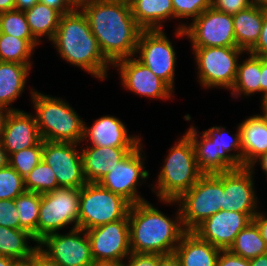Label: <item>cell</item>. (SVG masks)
I'll list each match as a JSON object with an SVG mask.
<instances>
[{
	"mask_svg": "<svg viewBox=\"0 0 267 266\" xmlns=\"http://www.w3.org/2000/svg\"><path fill=\"white\" fill-rule=\"evenodd\" d=\"M105 59L117 61L135 57L143 30L134 19L128 0H92L80 9Z\"/></svg>",
	"mask_w": 267,
	"mask_h": 266,
	"instance_id": "obj_1",
	"label": "cell"
},
{
	"mask_svg": "<svg viewBox=\"0 0 267 266\" xmlns=\"http://www.w3.org/2000/svg\"><path fill=\"white\" fill-rule=\"evenodd\" d=\"M177 208L175 218H169L147 200L131 205L128 212L131 252L174 253L186 232L179 206Z\"/></svg>",
	"mask_w": 267,
	"mask_h": 266,
	"instance_id": "obj_2",
	"label": "cell"
},
{
	"mask_svg": "<svg viewBox=\"0 0 267 266\" xmlns=\"http://www.w3.org/2000/svg\"><path fill=\"white\" fill-rule=\"evenodd\" d=\"M50 42L60 58L98 80L108 79V70L112 65L101 53L88 20L80 9L61 15L55 36Z\"/></svg>",
	"mask_w": 267,
	"mask_h": 266,
	"instance_id": "obj_3",
	"label": "cell"
},
{
	"mask_svg": "<svg viewBox=\"0 0 267 266\" xmlns=\"http://www.w3.org/2000/svg\"><path fill=\"white\" fill-rule=\"evenodd\" d=\"M163 163L151 189L158 201L177 200L204 175L198 167L193 142L186 133L169 149Z\"/></svg>",
	"mask_w": 267,
	"mask_h": 266,
	"instance_id": "obj_4",
	"label": "cell"
},
{
	"mask_svg": "<svg viewBox=\"0 0 267 266\" xmlns=\"http://www.w3.org/2000/svg\"><path fill=\"white\" fill-rule=\"evenodd\" d=\"M31 90V103L42 140L50 142L82 143L83 119L62 98Z\"/></svg>",
	"mask_w": 267,
	"mask_h": 266,
	"instance_id": "obj_5",
	"label": "cell"
},
{
	"mask_svg": "<svg viewBox=\"0 0 267 266\" xmlns=\"http://www.w3.org/2000/svg\"><path fill=\"white\" fill-rule=\"evenodd\" d=\"M223 172L204 174L187 192L177 200H160L163 204L179 206L183 227L193 231L205 219L222 210Z\"/></svg>",
	"mask_w": 267,
	"mask_h": 266,
	"instance_id": "obj_6",
	"label": "cell"
},
{
	"mask_svg": "<svg viewBox=\"0 0 267 266\" xmlns=\"http://www.w3.org/2000/svg\"><path fill=\"white\" fill-rule=\"evenodd\" d=\"M131 204L98 182H87L80 188L79 228H91L128 219Z\"/></svg>",
	"mask_w": 267,
	"mask_h": 266,
	"instance_id": "obj_7",
	"label": "cell"
},
{
	"mask_svg": "<svg viewBox=\"0 0 267 266\" xmlns=\"http://www.w3.org/2000/svg\"><path fill=\"white\" fill-rule=\"evenodd\" d=\"M197 66L198 82L203 88L233 87L239 57L246 53L238 47H192Z\"/></svg>",
	"mask_w": 267,
	"mask_h": 266,
	"instance_id": "obj_8",
	"label": "cell"
},
{
	"mask_svg": "<svg viewBox=\"0 0 267 266\" xmlns=\"http://www.w3.org/2000/svg\"><path fill=\"white\" fill-rule=\"evenodd\" d=\"M80 188L59 187L41 194V204L37 223V243L46 236L73 224L79 228Z\"/></svg>",
	"mask_w": 267,
	"mask_h": 266,
	"instance_id": "obj_9",
	"label": "cell"
},
{
	"mask_svg": "<svg viewBox=\"0 0 267 266\" xmlns=\"http://www.w3.org/2000/svg\"><path fill=\"white\" fill-rule=\"evenodd\" d=\"M176 26L175 36L190 39L192 47H237L233 17L212 7L190 24Z\"/></svg>",
	"mask_w": 267,
	"mask_h": 266,
	"instance_id": "obj_10",
	"label": "cell"
},
{
	"mask_svg": "<svg viewBox=\"0 0 267 266\" xmlns=\"http://www.w3.org/2000/svg\"><path fill=\"white\" fill-rule=\"evenodd\" d=\"M142 152L144 153L141 141L98 182L102 187L126 199L131 205L146 201L137 188L150 175L145 169Z\"/></svg>",
	"mask_w": 267,
	"mask_h": 266,
	"instance_id": "obj_11",
	"label": "cell"
},
{
	"mask_svg": "<svg viewBox=\"0 0 267 266\" xmlns=\"http://www.w3.org/2000/svg\"><path fill=\"white\" fill-rule=\"evenodd\" d=\"M175 47L164 29L142 30L135 57L173 90L176 66ZM138 54V55H137Z\"/></svg>",
	"mask_w": 267,
	"mask_h": 266,
	"instance_id": "obj_12",
	"label": "cell"
},
{
	"mask_svg": "<svg viewBox=\"0 0 267 266\" xmlns=\"http://www.w3.org/2000/svg\"><path fill=\"white\" fill-rule=\"evenodd\" d=\"M38 247L60 266H90L93 263L88 234L81 228L50 234L38 243Z\"/></svg>",
	"mask_w": 267,
	"mask_h": 266,
	"instance_id": "obj_13",
	"label": "cell"
},
{
	"mask_svg": "<svg viewBox=\"0 0 267 266\" xmlns=\"http://www.w3.org/2000/svg\"><path fill=\"white\" fill-rule=\"evenodd\" d=\"M79 145L43 140L42 160L53 170L59 187L81 188L87 183Z\"/></svg>",
	"mask_w": 267,
	"mask_h": 266,
	"instance_id": "obj_14",
	"label": "cell"
},
{
	"mask_svg": "<svg viewBox=\"0 0 267 266\" xmlns=\"http://www.w3.org/2000/svg\"><path fill=\"white\" fill-rule=\"evenodd\" d=\"M119 71L121 84L142 97L150 99H171L174 90L160 77L156 76L148 67L142 64L137 57H129L117 61L113 66Z\"/></svg>",
	"mask_w": 267,
	"mask_h": 266,
	"instance_id": "obj_15",
	"label": "cell"
},
{
	"mask_svg": "<svg viewBox=\"0 0 267 266\" xmlns=\"http://www.w3.org/2000/svg\"><path fill=\"white\" fill-rule=\"evenodd\" d=\"M86 232L93 260L124 261L131 253L128 219L109 222Z\"/></svg>",
	"mask_w": 267,
	"mask_h": 266,
	"instance_id": "obj_16",
	"label": "cell"
},
{
	"mask_svg": "<svg viewBox=\"0 0 267 266\" xmlns=\"http://www.w3.org/2000/svg\"><path fill=\"white\" fill-rule=\"evenodd\" d=\"M255 170L241 167L223 172L222 210L246 213L251 219L259 212L256 190L254 189Z\"/></svg>",
	"mask_w": 267,
	"mask_h": 266,
	"instance_id": "obj_17",
	"label": "cell"
},
{
	"mask_svg": "<svg viewBox=\"0 0 267 266\" xmlns=\"http://www.w3.org/2000/svg\"><path fill=\"white\" fill-rule=\"evenodd\" d=\"M251 221L246 213L220 210L205 219L193 232L211 245L221 250H228L237 234Z\"/></svg>",
	"mask_w": 267,
	"mask_h": 266,
	"instance_id": "obj_18",
	"label": "cell"
},
{
	"mask_svg": "<svg viewBox=\"0 0 267 266\" xmlns=\"http://www.w3.org/2000/svg\"><path fill=\"white\" fill-rule=\"evenodd\" d=\"M126 127L119 118L112 115L94 120L90 127L84 122L82 142L90 141L89 146L135 148L142 137L128 134Z\"/></svg>",
	"mask_w": 267,
	"mask_h": 266,
	"instance_id": "obj_19",
	"label": "cell"
},
{
	"mask_svg": "<svg viewBox=\"0 0 267 266\" xmlns=\"http://www.w3.org/2000/svg\"><path fill=\"white\" fill-rule=\"evenodd\" d=\"M41 140L35 116L23 110H11L1 138L8 155L33 147Z\"/></svg>",
	"mask_w": 267,
	"mask_h": 266,
	"instance_id": "obj_20",
	"label": "cell"
},
{
	"mask_svg": "<svg viewBox=\"0 0 267 266\" xmlns=\"http://www.w3.org/2000/svg\"><path fill=\"white\" fill-rule=\"evenodd\" d=\"M84 178L99 182L119 161L134 148L80 146Z\"/></svg>",
	"mask_w": 267,
	"mask_h": 266,
	"instance_id": "obj_21",
	"label": "cell"
},
{
	"mask_svg": "<svg viewBox=\"0 0 267 266\" xmlns=\"http://www.w3.org/2000/svg\"><path fill=\"white\" fill-rule=\"evenodd\" d=\"M241 132L243 167H249L267 152V112L252 115L238 124Z\"/></svg>",
	"mask_w": 267,
	"mask_h": 266,
	"instance_id": "obj_22",
	"label": "cell"
},
{
	"mask_svg": "<svg viewBox=\"0 0 267 266\" xmlns=\"http://www.w3.org/2000/svg\"><path fill=\"white\" fill-rule=\"evenodd\" d=\"M221 249L201 239L195 232L186 231L175 248L182 266H216Z\"/></svg>",
	"mask_w": 267,
	"mask_h": 266,
	"instance_id": "obj_23",
	"label": "cell"
},
{
	"mask_svg": "<svg viewBox=\"0 0 267 266\" xmlns=\"http://www.w3.org/2000/svg\"><path fill=\"white\" fill-rule=\"evenodd\" d=\"M31 67L32 64L0 61V105L20 110L11 108V104L24 92Z\"/></svg>",
	"mask_w": 267,
	"mask_h": 266,
	"instance_id": "obj_24",
	"label": "cell"
},
{
	"mask_svg": "<svg viewBox=\"0 0 267 266\" xmlns=\"http://www.w3.org/2000/svg\"><path fill=\"white\" fill-rule=\"evenodd\" d=\"M136 23L143 30L163 29L164 22L174 20L172 0H128ZM163 23V24H162Z\"/></svg>",
	"mask_w": 267,
	"mask_h": 266,
	"instance_id": "obj_25",
	"label": "cell"
},
{
	"mask_svg": "<svg viewBox=\"0 0 267 266\" xmlns=\"http://www.w3.org/2000/svg\"><path fill=\"white\" fill-rule=\"evenodd\" d=\"M232 17L237 47L249 52L259 40L264 21V7L253 4Z\"/></svg>",
	"mask_w": 267,
	"mask_h": 266,
	"instance_id": "obj_26",
	"label": "cell"
},
{
	"mask_svg": "<svg viewBox=\"0 0 267 266\" xmlns=\"http://www.w3.org/2000/svg\"><path fill=\"white\" fill-rule=\"evenodd\" d=\"M186 131L185 133L193 142L198 167L204 174H216L232 170L219 157V148L216 143H213L204 132L200 133L193 125Z\"/></svg>",
	"mask_w": 267,
	"mask_h": 266,
	"instance_id": "obj_27",
	"label": "cell"
},
{
	"mask_svg": "<svg viewBox=\"0 0 267 266\" xmlns=\"http://www.w3.org/2000/svg\"><path fill=\"white\" fill-rule=\"evenodd\" d=\"M248 58L239 61L236 78L231 88L233 98L260 93L261 57L246 52ZM242 62V63H241Z\"/></svg>",
	"mask_w": 267,
	"mask_h": 266,
	"instance_id": "obj_28",
	"label": "cell"
},
{
	"mask_svg": "<svg viewBox=\"0 0 267 266\" xmlns=\"http://www.w3.org/2000/svg\"><path fill=\"white\" fill-rule=\"evenodd\" d=\"M203 132L213 143H216L219 148V157L231 169H239L243 167L241 132L238 125L235 135H230L228 130L223 126H213Z\"/></svg>",
	"mask_w": 267,
	"mask_h": 266,
	"instance_id": "obj_29",
	"label": "cell"
},
{
	"mask_svg": "<svg viewBox=\"0 0 267 266\" xmlns=\"http://www.w3.org/2000/svg\"><path fill=\"white\" fill-rule=\"evenodd\" d=\"M29 241L35 242L36 245L29 246ZM37 248L38 243L28 231L0 225V256L11 257L15 260H27Z\"/></svg>",
	"mask_w": 267,
	"mask_h": 266,
	"instance_id": "obj_30",
	"label": "cell"
},
{
	"mask_svg": "<svg viewBox=\"0 0 267 266\" xmlns=\"http://www.w3.org/2000/svg\"><path fill=\"white\" fill-rule=\"evenodd\" d=\"M32 35L41 43L42 36L51 41L57 31L61 14L47 5L37 2L24 11Z\"/></svg>",
	"mask_w": 267,
	"mask_h": 266,
	"instance_id": "obj_31",
	"label": "cell"
},
{
	"mask_svg": "<svg viewBox=\"0 0 267 266\" xmlns=\"http://www.w3.org/2000/svg\"><path fill=\"white\" fill-rule=\"evenodd\" d=\"M38 45L37 39H20L0 32V61L32 64L31 56Z\"/></svg>",
	"mask_w": 267,
	"mask_h": 266,
	"instance_id": "obj_32",
	"label": "cell"
},
{
	"mask_svg": "<svg viewBox=\"0 0 267 266\" xmlns=\"http://www.w3.org/2000/svg\"><path fill=\"white\" fill-rule=\"evenodd\" d=\"M228 250L235 255L250 260L259 255L266 254L267 246L261 237L257 225L251 221L237 234Z\"/></svg>",
	"mask_w": 267,
	"mask_h": 266,
	"instance_id": "obj_33",
	"label": "cell"
},
{
	"mask_svg": "<svg viewBox=\"0 0 267 266\" xmlns=\"http://www.w3.org/2000/svg\"><path fill=\"white\" fill-rule=\"evenodd\" d=\"M41 204V194L25 191L15 198L19 213L20 229L28 231L37 242V223Z\"/></svg>",
	"mask_w": 267,
	"mask_h": 266,
	"instance_id": "obj_34",
	"label": "cell"
},
{
	"mask_svg": "<svg viewBox=\"0 0 267 266\" xmlns=\"http://www.w3.org/2000/svg\"><path fill=\"white\" fill-rule=\"evenodd\" d=\"M24 186L26 191L39 194L59 188L53 170L43 160L24 178Z\"/></svg>",
	"mask_w": 267,
	"mask_h": 266,
	"instance_id": "obj_35",
	"label": "cell"
},
{
	"mask_svg": "<svg viewBox=\"0 0 267 266\" xmlns=\"http://www.w3.org/2000/svg\"><path fill=\"white\" fill-rule=\"evenodd\" d=\"M0 32L20 39H36L30 31L24 11L0 13Z\"/></svg>",
	"mask_w": 267,
	"mask_h": 266,
	"instance_id": "obj_36",
	"label": "cell"
},
{
	"mask_svg": "<svg viewBox=\"0 0 267 266\" xmlns=\"http://www.w3.org/2000/svg\"><path fill=\"white\" fill-rule=\"evenodd\" d=\"M43 140L37 145L13 153L9 156V165L25 178L42 160Z\"/></svg>",
	"mask_w": 267,
	"mask_h": 266,
	"instance_id": "obj_37",
	"label": "cell"
},
{
	"mask_svg": "<svg viewBox=\"0 0 267 266\" xmlns=\"http://www.w3.org/2000/svg\"><path fill=\"white\" fill-rule=\"evenodd\" d=\"M26 191L24 178L10 165L0 169V200L15 199Z\"/></svg>",
	"mask_w": 267,
	"mask_h": 266,
	"instance_id": "obj_38",
	"label": "cell"
},
{
	"mask_svg": "<svg viewBox=\"0 0 267 266\" xmlns=\"http://www.w3.org/2000/svg\"><path fill=\"white\" fill-rule=\"evenodd\" d=\"M174 19L194 20L211 7V0H172ZM185 18V19H184Z\"/></svg>",
	"mask_w": 267,
	"mask_h": 266,
	"instance_id": "obj_39",
	"label": "cell"
},
{
	"mask_svg": "<svg viewBox=\"0 0 267 266\" xmlns=\"http://www.w3.org/2000/svg\"><path fill=\"white\" fill-rule=\"evenodd\" d=\"M15 199L0 200V225L12 229H20L19 216Z\"/></svg>",
	"mask_w": 267,
	"mask_h": 266,
	"instance_id": "obj_40",
	"label": "cell"
},
{
	"mask_svg": "<svg viewBox=\"0 0 267 266\" xmlns=\"http://www.w3.org/2000/svg\"><path fill=\"white\" fill-rule=\"evenodd\" d=\"M252 5L251 0H211V7L213 9L230 15L237 14L239 11L248 9Z\"/></svg>",
	"mask_w": 267,
	"mask_h": 266,
	"instance_id": "obj_41",
	"label": "cell"
},
{
	"mask_svg": "<svg viewBox=\"0 0 267 266\" xmlns=\"http://www.w3.org/2000/svg\"><path fill=\"white\" fill-rule=\"evenodd\" d=\"M158 261L159 254L131 252L124 259V266H158Z\"/></svg>",
	"mask_w": 267,
	"mask_h": 266,
	"instance_id": "obj_42",
	"label": "cell"
},
{
	"mask_svg": "<svg viewBox=\"0 0 267 266\" xmlns=\"http://www.w3.org/2000/svg\"><path fill=\"white\" fill-rule=\"evenodd\" d=\"M216 266H250V260L231 253L229 250H221Z\"/></svg>",
	"mask_w": 267,
	"mask_h": 266,
	"instance_id": "obj_43",
	"label": "cell"
},
{
	"mask_svg": "<svg viewBox=\"0 0 267 266\" xmlns=\"http://www.w3.org/2000/svg\"><path fill=\"white\" fill-rule=\"evenodd\" d=\"M249 53L267 60V7H264V21L259 40Z\"/></svg>",
	"mask_w": 267,
	"mask_h": 266,
	"instance_id": "obj_44",
	"label": "cell"
},
{
	"mask_svg": "<svg viewBox=\"0 0 267 266\" xmlns=\"http://www.w3.org/2000/svg\"><path fill=\"white\" fill-rule=\"evenodd\" d=\"M32 261V266H60L45 254L39 247L33 252L29 258Z\"/></svg>",
	"mask_w": 267,
	"mask_h": 266,
	"instance_id": "obj_45",
	"label": "cell"
},
{
	"mask_svg": "<svg viewBox=\"0 0 267 266\" xmlns=\"http://www.w3.org/2000/svg\"><path fill=\"white\" fill-rule=\"evenodd\" d=\"M39 2L57 10L61 15L68 14L74 10L66 0H39Z\"/></svg>",
	"mask_w": 267,
	"mask_h": 266,
	"instance_id": "obj_46",
	"label": "cell"
},
{
	"mask_svg": "<svg viewBox=\"0 0 267 266\" xmlns=\"http://www.w3.org/2000/svg\"><path fill=\"white\" fill-rule=\"evenodd\" d=\"M252 221L257 225L261 237L264 239L267 246V215L259 210V212L253 217Z\"/></svg>",
	"mask_w": 267,
	"mask_h": 266,
	"instance_id": "obj_47",
	"label": "cell"
},
{
	"mask_svg": "<svg viewBox=\"0 0 267 266\" xmlns=\"http://www.w3.org/2000/svg\"><path fill=\"white\" fill-rule=\"evenodd\" d=\"M158 266H182L175 253L168 255H159Z\"/></svg>",
	"mask_w": 267,
	"mask_h": 266,
	"instance_id": "obj_48",
	"label": "cell"
},
{
	"mask_svg": "<svg viewBox=\"0 0 267 266\" xmlns=\"http://www.w3.org/2000/svg\"><path fill=\"white\" fill-rule=\"evenodd\" d=\"M260 93L262 98L267 94V60L263 58H261Z\"/></svg>",
	"mask_w": 267,
	"mask_h": 266,
	"instance_id": "obj_49",
	"label": "cell"
},
{
	"mask_svg": "<svg viewBox=\"0 0 267 266\" xmlns=\"http://www.w3.org/2000/svg\"><path fill=\"white\" fill-rule=\"evenodd\" d=\"M39 0H15V10L26 11L33 7Z\"/></svg>",
	"mask_w": 267,
	"mask_h": 266,
	"instance_id": "obj_50",
	"label": "cell"
},
{
	"mask_svg": "<svg viewBox=\"0 0 267 266\" xmlns=\"http://www.w3.org/2000/svg\"><path fill=\"white\" fill-rule=\"evenodd\" d=\"M10 112L11 110L9 108L0 105V139L2 138L5 122Z\"/></svg>",
	"mask_w": 267,
	"mask_h": 266,
	"instance_id": "obj_51",
	"label": "cell"
},
{
	"mask_svg": "<svg viewBox=\"0 0 267 266\" xmlns=\"http://www.w3.org/2000/svg\"><path fill=\"white\" fill-rule=\"evenodd\" d=\"M257 162L260 163L261 169L264 171V173L267 176V152L260 155L258 158H256L253 163L249 166L250 169H255L254 166H256Z\"/></svg>",
	"mask_w": 267,
	"mask_h": 266,
	"instance_id": "obj_52",
	"label": "cell"
},
{
	"mask_svg": "<svg viewBox=\"0 0 267 266\" xmlns=\"http://www.w3.org/2000/svg\"><path fill=\"white\" fill-rule=\"evenodd\" d=\"M90 266H124V261L93 260V263Z\"/></svg>",
	"mask_w": 267,
	"mask_h": 266,
	"instance_id": "obj_53",
	"label": "cell"
},
{
	"mask_svg": "<svg viewBox=\"0 0 267 266\" xmlns=\"http://www.w3.org/2000/svg\"><path fill=\"white\" fill-rule=\"evenodd\" d=\"M9 165V155L0 139V169Z\"/></svg>",
	"mask_w": 267,
	"mask_h": 266,
	"instance_id": "obj_54",
	"label": "cell"
},
{
	"mask_svg": "<svg viewBox=\"0 0 267 266\" xmlns=\"http://www.w3.org/2000/svg\"><path fill=\"white\" fill-rule=\"evenodd\" d=\"M15 10V0H0V13Z\"/></svg>",
	"mask_w": 267,
	"mask_h": 266,
	"instance_id": "obj_55",
	"label": "cell"
},
{
	"mask_svg": "<svg viewBox=\"0 0 267 266\" xmlns=\"http://www.w3.org/2000/svg\"><path fill=\"white\" fill-rule=\"evenodd\" d=\"M250 266H267V253L250 259Z\"/></svg>",
	"mask_w": 267,
	"mask_h": 266,
	"instance_id": "obj_56",
	"label": "cell"
},
{
	"mask_svg": "<svg viewBox=\"0 0 267 266\" xmlns=\"http://www.w3.org/2000/svg\"><path fill=\"white\" fill-rule=\"evenodd\" d=\"M73 9H81L92 0H66Z\"/></svg>",
	"mask_w": 267,
	"mask_h": 266,
	"instance_id": "obj_57",
	"label": "cell"
},
{
	"mask_svg": "<svg viewBox=\"0 0 267 266\" xmlns=\"http://www.w3.org/2000/svg\"><path fill=\"white\" fill-rule=\"evenodd\" d=\"M17 260L11 258V257H7V256H0V266H13V264L16 262Z\"/></svg>",
	"mask_w": 267,
	"mask_h": 266,
	"instance_id": "obj_58",
	"label": "cell"
},
{
	"mask_svg": "<svg viewBox=\"0 0 267 266\" xmlns=\"http://www.w3.org/2000/svg\"><path fill=\"white\" fill-rule=\"evenodd\" d=\"M13 266H32V261L30 259L27 260H17Z\"/></svg>",
	"mask_w": 267,
	"mask_h": 266,
	"instance_id": "obj_59",
	"label": "cell"
},
{
	"mask_svg": "<svg viewBox=\"0 0 267 266\" xmlns=\"http://www.w3.org/2000/svg\"><path fill=\"white\" fill-rule=\"evenodd\" d=\"M261 108L262 112H267V94L261 99Z\"/></svg>",
	"mask_w": 267,
	"mask_h": 266,
	"instance_id": "obj_60",
	"label": "cell"
},
{
	"mask_svg": "<svg viewBox=\"0 0 267 266\" xmlns=\"http://www.w3.org/2000/svg\"><path fill=\"white\" fill-rule=\"evenodd\" d=\"M252 4L267 7V0H251Z\"/></svg>",
	"mask_w": 267,
	"mask_h": 266,
	"instance_id": "obj_61",
	"label": "cell"
}]
</instances>
